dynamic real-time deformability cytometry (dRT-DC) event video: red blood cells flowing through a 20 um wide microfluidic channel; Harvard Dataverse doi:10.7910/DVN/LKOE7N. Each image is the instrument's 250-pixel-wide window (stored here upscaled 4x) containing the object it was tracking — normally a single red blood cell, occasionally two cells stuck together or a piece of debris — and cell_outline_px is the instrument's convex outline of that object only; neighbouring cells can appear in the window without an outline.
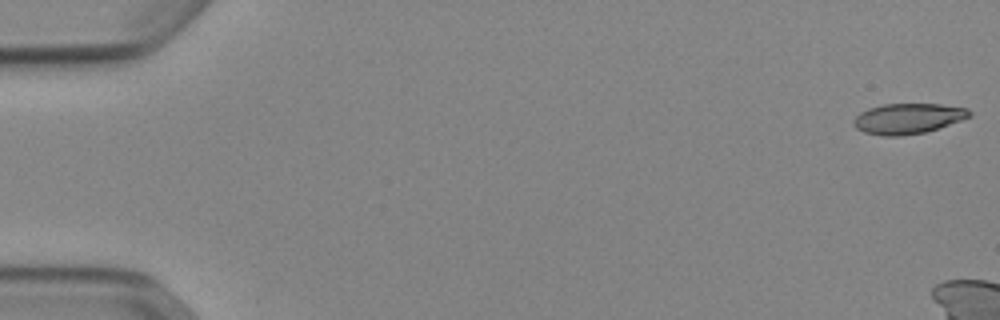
{"species": "Egyptian fruit bat (a non-hibernating species)", "species_latin": "Rousettus aegyptiacus", "temperature_condition": "cold", "stored_images_in_passage": 9, "camera_frame_rate_fps": 3000, "um_per_image_px": 0.085, "animal": {"sex": "female"}, "frame": {"image": 1, "passage_image": 1, "time_ms": 0.0, "image_size_px": [1000, 320], "cell_outline_px": [[972, 116], [924, 132], [900, 136], [880, 136], [864, 132], [856, 128], [852, 124], [852, 120], [860, 112], [868, 108], [884, 104], [940, 104], [968, 108], [972, 112]], "centroid_in_image_um": [77.14, 10.07], "position_along_channel_um": 7.9, "area_um2": 20.52}}